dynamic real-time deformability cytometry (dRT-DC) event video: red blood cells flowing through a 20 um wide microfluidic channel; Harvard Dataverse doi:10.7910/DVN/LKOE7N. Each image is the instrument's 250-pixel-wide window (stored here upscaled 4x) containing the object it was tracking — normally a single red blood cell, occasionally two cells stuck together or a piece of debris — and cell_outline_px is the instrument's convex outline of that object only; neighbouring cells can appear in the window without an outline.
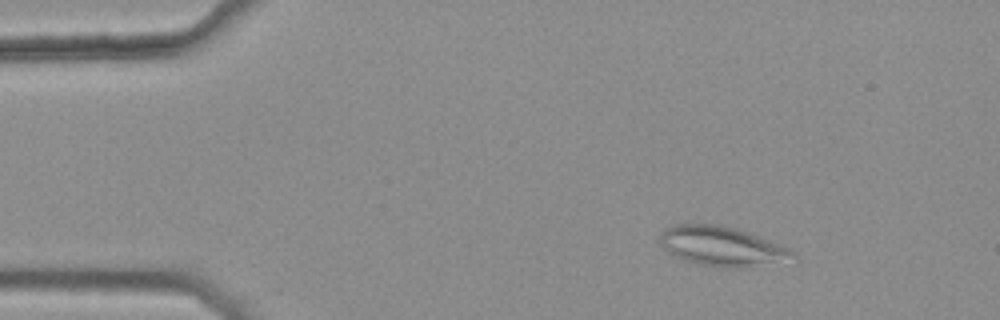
{"species": "common noctule bat (a hibernating species)", "species_latin": "Nyctalus noctula", "temperature_condition": "warm", "stored_images_in_passage": 43, "camera_frame_rate_fps": 3000, "um_per_image_px": 0.085, "animal": {"sex": "female", "body_mass_g": 25.1}, "frame": {"image": 1, "passage_image": 6, "time_ms": 1.667, "image_size_px": [1000, 320], "cell_outline_px": [[796, 256], [752, 268], [720, 268], [700, 264], [684, 260], [668, 252], [660, 244], [660, 232], [664, 228], [672, 224], [716, 224], [736, 228], [788, 248]], "centroid_in_image_um": [61.27, 20.93], "position_along_channel_um": 23.7, "area_um2": 30.35}}
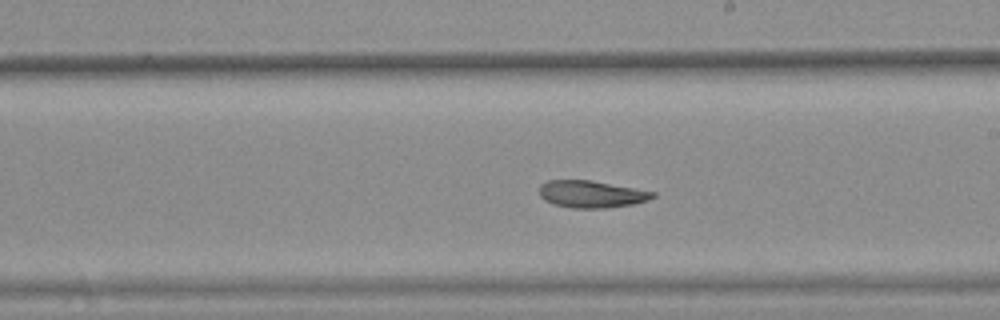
{"frame": {"image": 2, "passage_image": 29, "time_ms": 9.333, "image_size_px": [1000, 320], "cell_outline_px": [[656, 196], [648, 200], [632, 204], [608, 208], [572, 208], [552, 204], [544, 200], [540, 196], [540, 184], [548, 180], [592, 180], [656, 192]], "centroid_in_image_um": [50.26, 16.5], "position_along_channel_um": 238.7, "area_um2": 18.03}}
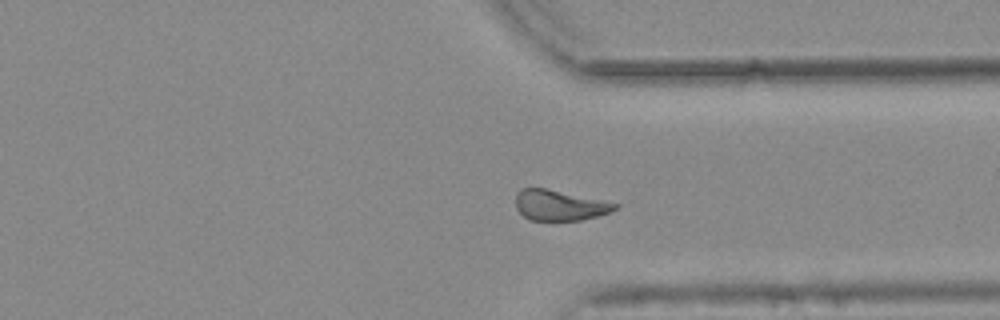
{"frame": {"image": 3, "passage_image": 39, "time_ms": 12.667, "image_size_px": [1000, 320], "cell_outline_px": [[620, 204], [612, 212], [580, 220], [528, 220], [516, 208], [516, 192], [520, 188], [544, 188]], "centroid_in_image_um": [47.53, 17.45], "position_along_channel_um": 363.9, "area_um2": 17.46}, "authors_computed_cell_mechanics": {"area_um2": 19.363, "velocity_mm_per_s": 3.7408, "shape_relaxation_time_tau1_ms": null, "shape_relaxation_time_tau2_ms": 4.3942, "deformation_change_tau1": null, "deformation_change_tau2": 0.1162}}